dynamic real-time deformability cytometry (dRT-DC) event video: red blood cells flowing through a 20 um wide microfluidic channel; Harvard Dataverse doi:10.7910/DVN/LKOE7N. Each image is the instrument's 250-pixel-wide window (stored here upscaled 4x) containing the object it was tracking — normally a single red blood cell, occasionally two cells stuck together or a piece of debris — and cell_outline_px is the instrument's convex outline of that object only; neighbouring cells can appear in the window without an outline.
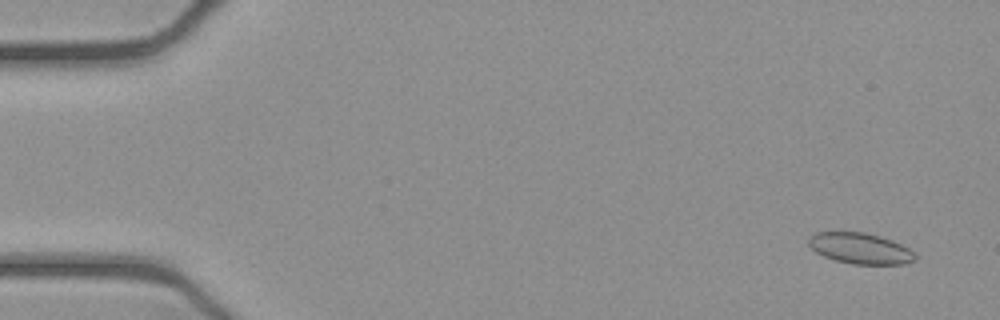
{"species": "common noctule bat (a hibernating species)", "species_latin": "Nyctalus noctula", "temperature_condition": "cold", "stored_images_in_passage": 53, "camera_frame_rate_fps": 3000, "um_per_image_px": 0.085, "animal": {"sex": "female", "body_mass_g": 21.9}, "frame": {"image": 1, "passage_image": 3, "time_ms": 0.667, "image_size_px": [1000, 320], "cell_outline_px": [[916, 260], [904, 264], [852, 264], [836, 260], [824, 256], [816, 252], [808, 244], [808, 240], [816, 232], [864, 232], [880, 236], [892, 240], [908, 248], [916, 256]], "centroid_in_image_um": [73.13, 21.11], "position_along_channel_um": 11.9, "area_um2": 19.02}}
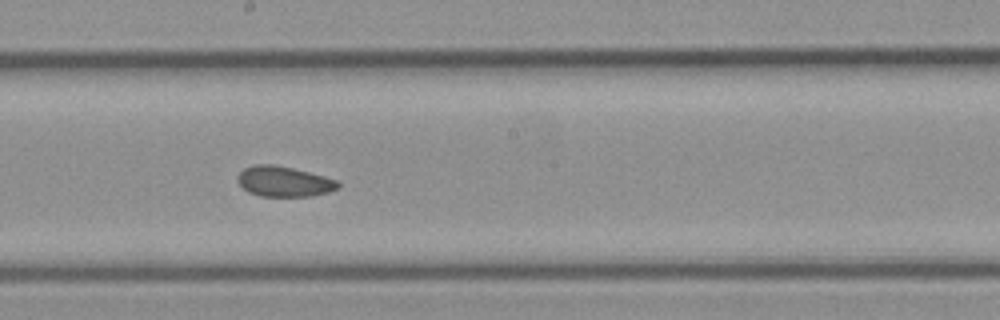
{"frame": {"image": 2, "passage_image": 29, "time_ms": 9.333, "image_size_px": [1000, 320], "cell_outline_px": [[340, 188], [328, 192], [312, 196], [260, 196], [248, 192], [236, 180], [236, 176], [244, 168], [252, 164], [276, 164], [324, 176], [336, 180], [340, 184]], "centroid_in_image_um": [24.11, 15.42], "position_along_channel_um": 224.1, "area_um2": 17.86}}
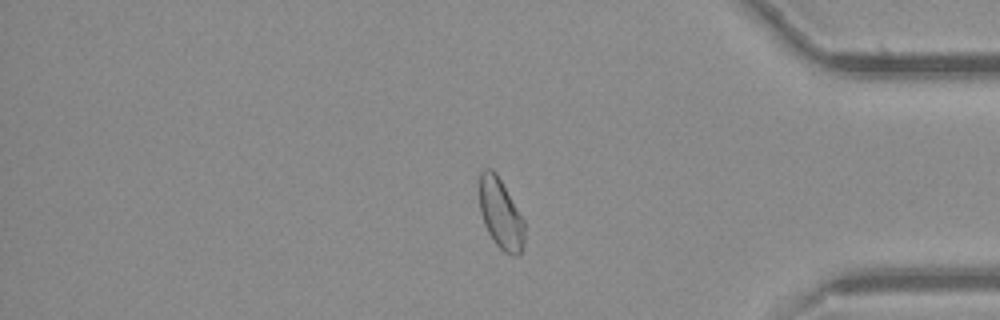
{"frame": {"image": 3, "passage_image": 44, "time_ms": 14.333, "image_size_px": [1000, 320], "cell_outline_px": [[524, 244], [520, 252], [516, 256], [504, 252], [492, 240], [484, 224], [480, 212], [480, 172], [484, 168], [492, 168], [496, 172], [524, 220]], "centroid_in_image_um": [42.55, 18.17], "position_along_channel_um": 392.7, "area_um2": 18.38}, "authors_computed_cell_mechanics": {"area_um2": 18.9584, "velocity_mm_per_s": 3.8944, "shape_relaxation_time_tau1_ms": null, "shape_relaxation_time_tau2_ms": 2.8786, "deformation_change_tau1": null, "deformation_change_tau2": 0.0707}}